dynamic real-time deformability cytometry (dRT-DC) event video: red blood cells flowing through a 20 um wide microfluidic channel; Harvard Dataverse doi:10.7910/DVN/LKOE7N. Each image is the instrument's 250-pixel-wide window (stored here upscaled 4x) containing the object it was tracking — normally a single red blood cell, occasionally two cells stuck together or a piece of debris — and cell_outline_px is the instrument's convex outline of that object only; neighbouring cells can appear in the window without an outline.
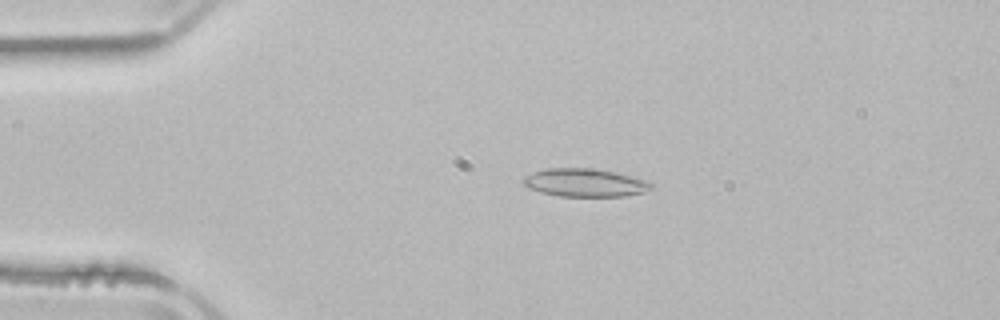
{"species": "common noctule bat (a hibernating species)", "species_latin": "Nyctalus noctula", "temperature_condition": "room temperature", "stored_images_in_passage": 3, "camera_frame_rate_fps": 3000, "um_per_image_px": 0.085, "animal": {"sex": "male", "body_mass_g": 21.5, "forearm_length_mm": 52.0}, "frame": {"image": 1, "passage_image": 3, "time_ms": 3.0, "image_size_px": [1000, 320], "cell_outline_px": [[652, 188], [644, 192], [624, 196], [560, 196], [540, 192], [528, 188], [520, 180], [524, 176], [532, 172], [548, 168], [592, 168], [612, 172], [644, 180], [652, 184]], "centroid_in_image_um": [49.63, 15.53], "position_along_channel_um": 35.4, "area_um2": 20.75}}